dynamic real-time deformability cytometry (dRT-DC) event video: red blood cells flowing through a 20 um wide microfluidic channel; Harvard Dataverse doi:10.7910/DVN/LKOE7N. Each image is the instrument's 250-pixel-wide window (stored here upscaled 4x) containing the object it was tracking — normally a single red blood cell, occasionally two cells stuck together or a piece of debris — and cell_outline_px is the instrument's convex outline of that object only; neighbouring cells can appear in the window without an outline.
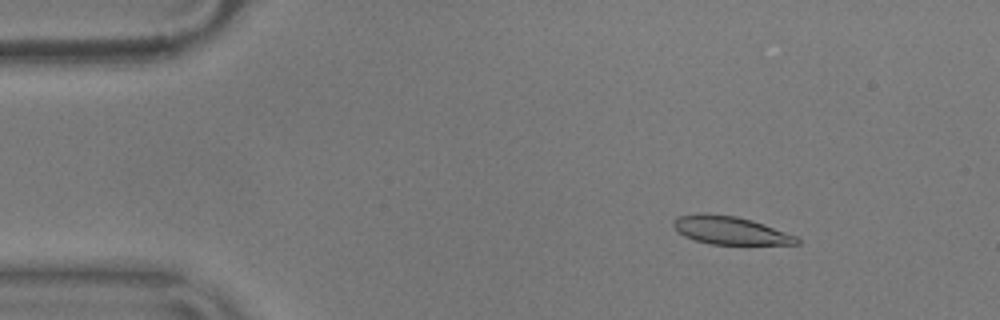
{"species": "common noctule bat (a hibernating species)", "species_latin": "Nyctalus noctula", "temperature_condition": "warm", "stored_images_in_passage": 13, "camera_frame_rate_fps": 3000, "um_per_image_px": 0.085, "animal": {"sex": "male", "body_mass_g": 17.9}, "frame": {"image": 1, "passage_image": 8, "time_ms": 2.333, "image_size_px": [1000, 320], "cell_outline_px": [[800, 244], [712, 244], [696, 240], [684, 236], [676, 232], [672, 224], [676, 216], [704, 212], [708, 212], [736, 216], [752, 220], [764, 224], [796, 236], [800, 240]], "centroid_in_image_um": [62.01, 19.56], "position_along_channel_um": 23.0, "area_um2": 20.29}}